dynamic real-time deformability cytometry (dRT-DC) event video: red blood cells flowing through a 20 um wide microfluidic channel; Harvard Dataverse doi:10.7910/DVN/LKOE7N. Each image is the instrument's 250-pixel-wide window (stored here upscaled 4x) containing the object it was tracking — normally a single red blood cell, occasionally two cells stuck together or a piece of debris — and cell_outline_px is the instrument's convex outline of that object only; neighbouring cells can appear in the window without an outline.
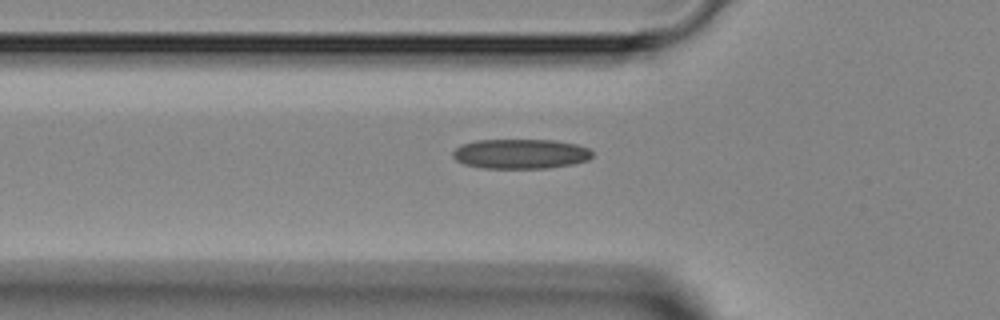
{"species": "Egyptian fruit bat (a non-hibernating species)", "species_latin": "Rousettus aegyptiacus", "temperature_condition": "room temperature", "stored_images_in_passage": 3, "camera_frame_rate_fps": 3000, "um_per_image_px": 0.085, "animal": {"sex": "female"}, "frame": {"image": 1, "passage_image": 3, "time_ms": 3.333, "image_size_px": [1000, 320], "cell_outline_px": [[592, 156], [588, 160], [572, 164], [548, 168], [484, 168], [464, 164], [456, 160], [452, 156], [452, 152], [460, 144], [476, 140], [556, 140], [576, 144], [588, 148], [592, 152]], "centroid_in_image_um": [44.23, 13.07], "position_along_channel_um": 81.6, "area_um2": 24.28}}